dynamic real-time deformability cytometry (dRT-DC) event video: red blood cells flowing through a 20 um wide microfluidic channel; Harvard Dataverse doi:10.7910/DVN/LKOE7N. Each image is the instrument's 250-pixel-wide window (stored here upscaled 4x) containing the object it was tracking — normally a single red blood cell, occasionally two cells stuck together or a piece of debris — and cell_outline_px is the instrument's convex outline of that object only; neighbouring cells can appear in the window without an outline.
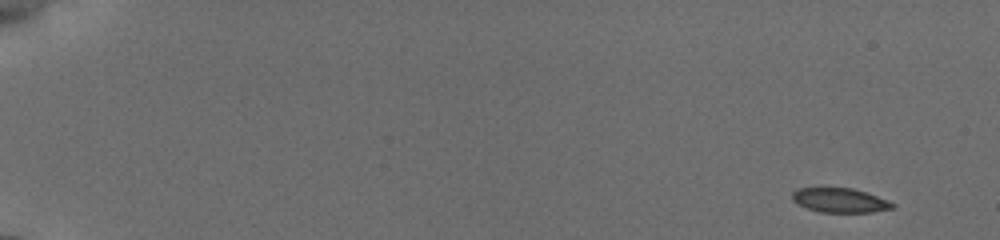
{"species": "common noctule bat (a hibernating species)", "species_latin": "Nyctalus noctula", "temperature_condition": "cold", "stored_images_in_passage": 34, "camera_frame_rate_fps": 3000, "um_per_image_px": 0.085, "animal": {"sex": "female", "body_mass_g": 19.5, "forearm_length_mm": 54.1}, "frame": {"image": 1, "passage_image": 1, "time_ms": 0.0, "image_size_px": [1000, 240], "cell_outline_px": [[896, 204], [892, 208], [872, 212], [820, 212], [796, 204], [792, 200], [792, 192], [796, 188], [820, 184], [852, 188], [888, 200]], "centroid_in_image_um": [71.28, 16.96], "position_along_channel_um": 13.7, "area_um2": 14.97}}
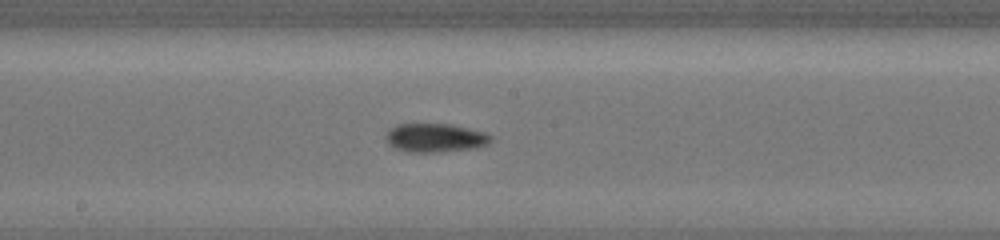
{"frame": {"image": 2, "passage_image": 20, "time_ms": 9.667, "image_size_px": [1000, 240], "cell_outline_px": [[492, 140], [488, 144], [476, 148], [436, 152], [408, 152], [396, 148], [388, 144], [384, 136], [388, 128], [396, 124], [452, 124], [484, 132], [492, 136]], "centroid_in_image_um": [36.96, 11.71], "position_along_channel_um": 211.2, "area_um2": 17.74}}
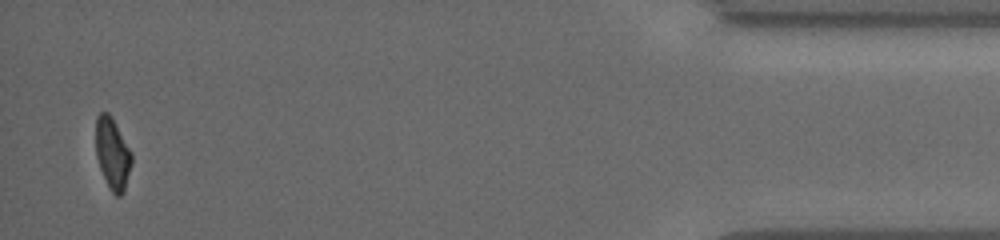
{"frame": {"image": 3, "passage_image": 34, "time_ms": 17.0, "image_size_px": [1000, 240], "cell_outline_px": [[132, 164], [124, 192], [120, 196], [116, 196], [108, 188], [100, 168], [96, 156], [96, 116], [100, 112], [108, 112], [112, 116], [132, 152]], "centroid_in_image_um": [9.57, 13.06], "position_along_channel_um": 425.6, "area_um2": 15.2}, "authors_computed_cell_mechanics": {"area_um2": 16.3863, "velocity_mm_per_s": 3.8305, "shape_relaxation_time_tau1_ms": 5.5143, "shape_relaxation_time_tau2_ms": null, "deformation_change_tau1": 0.1396, "deformation_change_tau2": null}}